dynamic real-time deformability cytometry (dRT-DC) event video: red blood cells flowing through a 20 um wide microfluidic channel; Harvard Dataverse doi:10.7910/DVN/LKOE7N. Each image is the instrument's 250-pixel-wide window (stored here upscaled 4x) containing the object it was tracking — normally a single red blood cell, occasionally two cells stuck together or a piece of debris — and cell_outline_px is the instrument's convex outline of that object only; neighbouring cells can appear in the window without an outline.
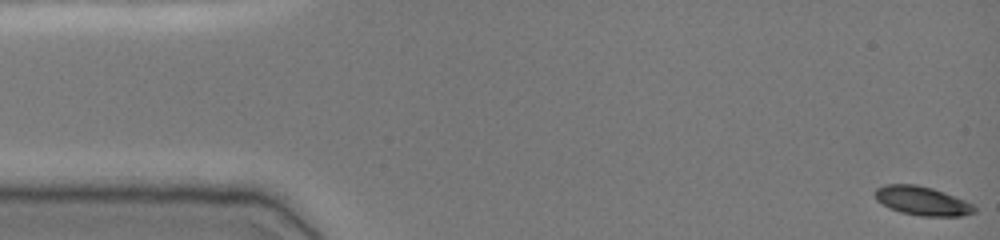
{"species": "common noctule bat (a hibernating species)", "species_latin": "Nyctalus noctula", "temperature_condition": "cold", "stored_images_in_passage": 49, "camera_frame_rate_fps": 3000, "um_per_image_px": 0.085, "animal": {"sex": "female", "body_mass_g": 19.0, "forearm_length_mm": 51.5}, "frame": {"image": 1, "passage_image": 1, "time_ms": 0.0, "image_size_px": [1000, 240], "cell_outline_px": [[976, 212], [960, 216], [920, 216], [900, 212], [876, 200], [876, 188], [884, 184], [916, 184], [932, 188], [944, 192], [976, 204]], "centroid_in_image_um": [78.44, 17.07], "position_along_channel_um": 6.6, "area_um2": 16.76}}
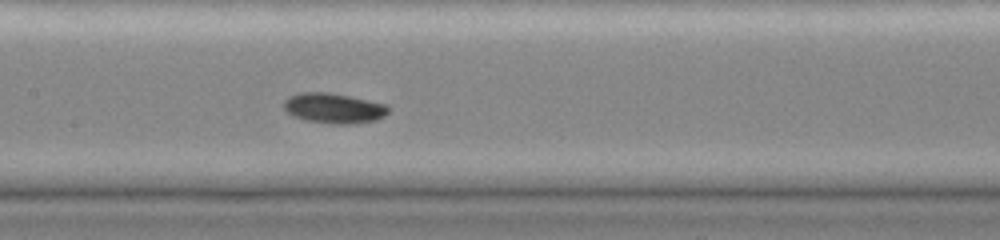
{"frame": {"image": 2, "passage_image": 24, "time_ms": 7.667, "image_size_px": [1000, 240], "cell_outline_px": [[392, 108], [384, 116], [376, 120], [348, 124], [332, 124], [308, 120], [296, 116], [288, 112], [284, 108], [284, 100], [288, 96], [300, 92], [328, 92], [388, 104]], "centroid_in_image_um": [28.41, 9.18], "position_along_channel_um": 179.0, "area_um2": 18.32}}
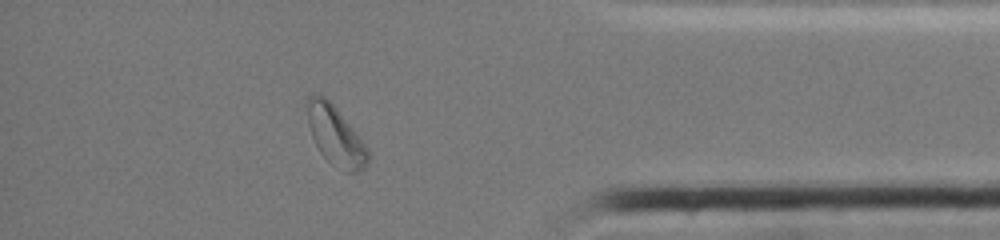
{"frame": {"image": 3, "passage_image": 43, "time_ms": 14.0, "image_size_px": [1000, 240], "cell_outline_px": [[368, 164], [356, 172], [344, 172], [328, 160], [320, 152], [312, 136], [308, 124], [304, 104], [304, 100], [312, 92], [320, 92], [336, 108], [360, 136], [368, 148]], "centroid_in_image_um": [28.47, 11.45], "position_along_channel_um": 406.7, "area_um2": 21.27}, "authors_computed_cell_mechanics": {"area_um2": 17.2822, "velocity_mm_per_s": 3.851, "shape_relaxation_time_tau1_ms": 2.5804, "shape_relaxation_time_tau2_ms": null, "deformation_change_tau1": 0.1003, "deformation_change_tau2": null}}